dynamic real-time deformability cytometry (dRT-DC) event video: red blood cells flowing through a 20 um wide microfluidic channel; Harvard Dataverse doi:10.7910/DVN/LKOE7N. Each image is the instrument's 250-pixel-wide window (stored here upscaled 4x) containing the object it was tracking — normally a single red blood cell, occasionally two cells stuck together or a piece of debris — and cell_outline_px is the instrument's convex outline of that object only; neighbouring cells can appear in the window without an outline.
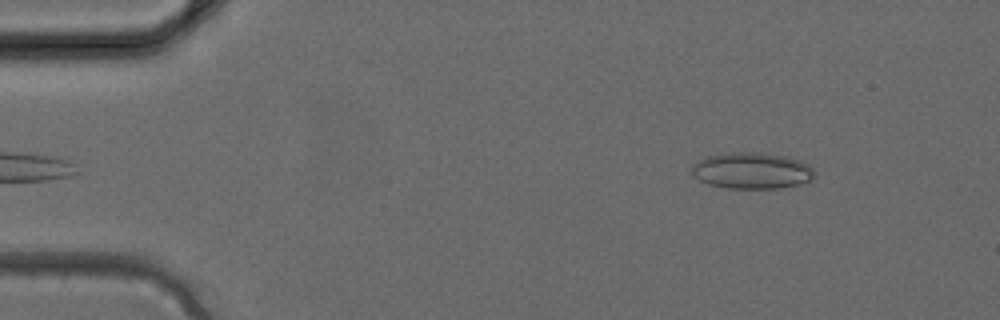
{"species": "common noctule bat (a hibernating species)", "species_latin": "Nyctalus noctula", "temperature_condition": "cold", "stored_images_in_passage": 4, "camera_frame_rate_fps": 3000, "um_per_image_px": 0.085, "animal": {"sex": "female", "body_mass_g": 24.6, "forearm_length_mm": 56.2}, "frame": {"image": 1, "passage_image": 4, "time_ms": 1.0, "image_size_px": [1000, 320], "cell_outline_px": [[816, 172], [812, 180], [780, 188], [728, 188], [708, 184], [692, 176], [692, 164], [708, 156], [724, 152], [760, 152], [788, 156], [800, 160], [808, 164]], "centroid_in_image_um": [63.91, 14.49], "position_along_channel_um": 21.1, "area_um2": 26.18}}